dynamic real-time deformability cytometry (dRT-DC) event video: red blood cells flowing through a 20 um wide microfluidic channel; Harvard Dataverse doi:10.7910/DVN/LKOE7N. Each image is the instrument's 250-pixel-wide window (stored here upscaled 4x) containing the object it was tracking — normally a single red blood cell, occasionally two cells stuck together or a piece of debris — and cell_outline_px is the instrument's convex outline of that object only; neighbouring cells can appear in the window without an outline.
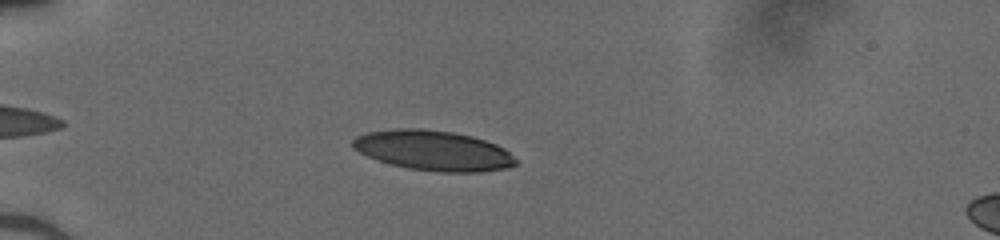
{"species": "human", "species_latin": "Homo sapiens", "temperature_condition": "cold", "stored_images_in_passage": 28, "camera_frame_rate_fps": 3000, "um_per_image_px": 0.085, "donor": {"sex": "male"}, "frame": {"image": 1, "passage_image": 5, "time_ms": 1.333, "image_size_px": [1000, 240], "cell_outline_px": [[516, 164], [508, 168], [480, 172], [440, 172], [408, 168], [392, 164], [368, 156], [352, 148], [352, 140], [356, 136], [368, 132], [396, 128], [420, 128], [452, 132], [472, 136], [496, 144], [504, 148], [516, 160]], "centroid_in_image_um": [36.83, 12.79], "position_along_channel_um": 48.2, "area_um2": 37.92}}
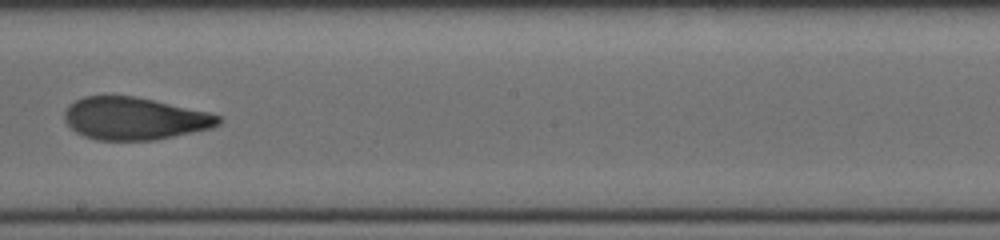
{"frame": {"image": 2, "passage_image": 16, "time_ms": 5.0, "image_size_px": [1000, 240], "cell_outline_px": [[220, 124], [212, 128], [156, 140], [96, 140], [84, 136], [76, 132], [64, 120], [64, 112], [76, 100], [84, 96], [132, 96], [152, 100], [208, 112], [220, 116]], "centroid_in_image_um": [11.43, 10.09], "position_along_channel_um": 236.8, "area_um2": 37.74}}
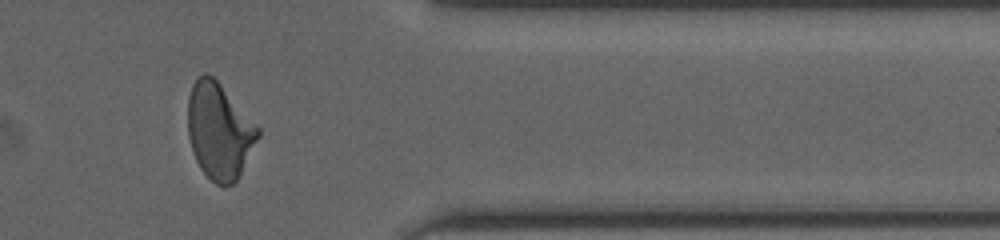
{"frame": {"image": 3, "passage_image": 25, "time_ms": 8.0, "image_size_px": [1000, 240], "cell_outline_px": [[260, 136], [236, 180], [232, 184], [224, 188], [216, 184], [200, 168], [196, 160], [188, 136], [188, 96], [192, 84], [204, 72], [208, 72], [220, 84], [260, 128]], "centroid_in_image_um": [18.63, 11.14], "position_along_channel_um": 392.8, "area_um2": 38.96}}